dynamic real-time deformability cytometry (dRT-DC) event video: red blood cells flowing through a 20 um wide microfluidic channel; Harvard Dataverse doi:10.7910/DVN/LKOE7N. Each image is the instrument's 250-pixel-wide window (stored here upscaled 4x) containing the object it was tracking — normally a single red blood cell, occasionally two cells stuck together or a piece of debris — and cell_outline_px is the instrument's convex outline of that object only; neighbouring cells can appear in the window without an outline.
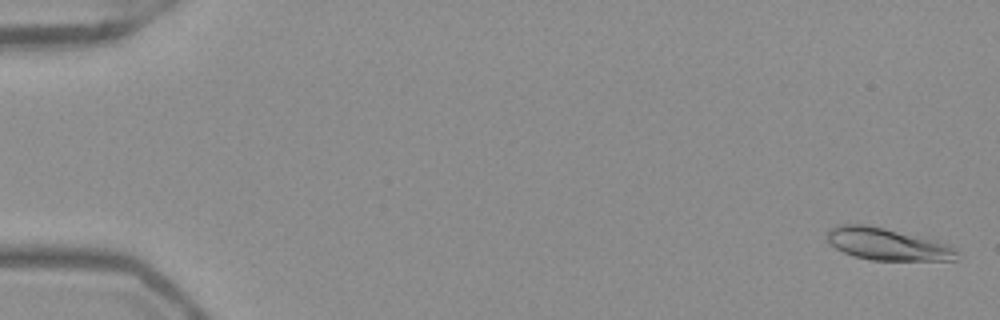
{"species": "Egyptian fruit bat (a non-hibernating species)", "species_latin": "Rousettus aegyptiacus", "temperature_condition": "warm", "stored_images_in_passage": 53, "camera_frame_rate_fps": 3000, "um_per_image_px": 0.085, "frame": {"image": 1, "passage_image": 2, "time_ms": 0.333, "image_size_px": [1000, 320], "cell_outline_px": [[960, 252], [956, 260], [872, 260], [856, 256], [844, 252], [836, 248], [828, 240], [828, 228], [836, 224], [868, 224], [924, 236], [948, 244], [956, 248]], "centroid_in_image_um": [75.47, 20.73], "position_along_channel_um": 9.5, "area_um2": 24.62}}
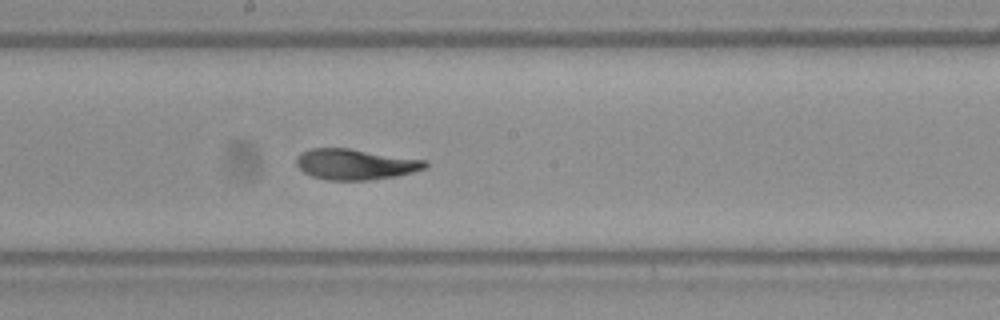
{"frame": {"image": 2, "passage_image": 30, "time_ms": 9.667, "image_size_px": [1000, 320], "cell_outline_px": [[428, 168], [396, 176], [368, 180], [324, 180], [312, 176], [304, 172], [296, 164], [296, 156], [300, 152], [312, 148], [348, 148], [428, 160]], "centroid_in_image_um": [30.21, 13.96], "position_along_channel_um": 218.0, "area_um2": 23.24}}
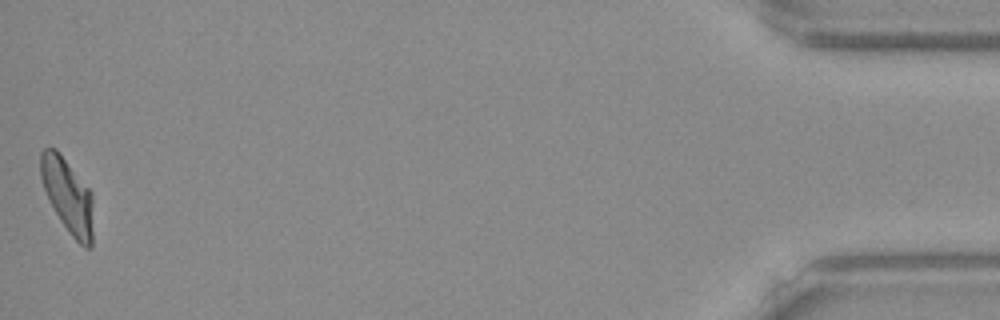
{"frame": {"image": 3, "passage_image": 53, "time_ms": 17.333, "image_size_px": [1000, 320], "cell_outline_px": [[92, 248], [84, 248], [72, 236], [60, 220], [48, 200], [40, 176], [40, 152], [44, 148], [56, 148], [92, 192]], "centroid_in_image_um": [5.74, 16.62], "position_along_channel_um": 429.5, "area_um2": 22.77}, "authors_computed_cell_mechanics": {"area_um2": 23.2356, "velocity_mm_per_s": 3.9241, "shape_relaxation_time_tau1_ms": 8.7498, "shape_relaxation_time_tau2_ms": 2.1504, "deformation_change_tau1": 0.2521, "deformation_change_tau2": 0.0609}}